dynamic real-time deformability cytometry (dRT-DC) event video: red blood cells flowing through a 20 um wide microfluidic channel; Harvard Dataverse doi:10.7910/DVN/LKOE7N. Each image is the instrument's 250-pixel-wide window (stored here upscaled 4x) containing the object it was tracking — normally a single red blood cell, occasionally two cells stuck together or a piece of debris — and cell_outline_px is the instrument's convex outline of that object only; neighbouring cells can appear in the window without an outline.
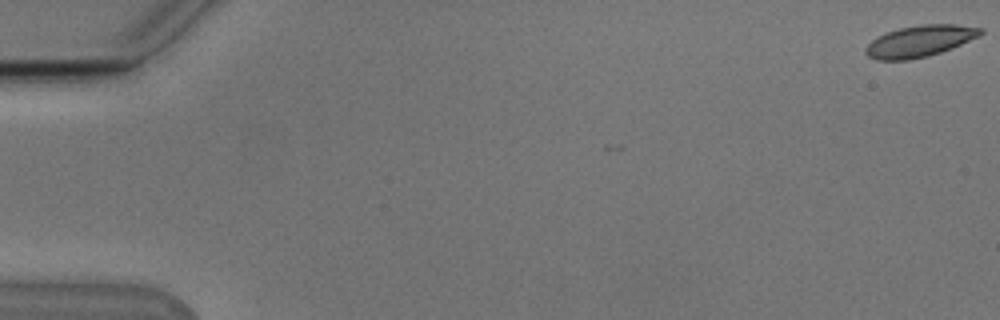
{"species": "Egyptian fruit bat (a non-hibernating species)", "species_latin": "Rousettus aegyptiacus", "temperature_condition": "cold", "stored_images_in_passage": 55, "camera_frame_rate_fps": 3000, "um_per_image_px": 0.085, "animal": {"sex": "male"}, "frame": {"image": 1, "passage_image": 1, "time_ms": 0.0, "image_size_px": [1000, 320], "cell_outline_px": [[984, 32], [980, 36], [940, 52], [928, 56], [908, 60], [876, 60], [868, 56], [864, 52], [864, 48], [872, 40], [888, 32], [900, 28], [920, 24], [956, 24], [984, 28]], "centroid_in_image_um": [78.19, 3.49], "position_along_channel_um": 6.8, "area_um2": 20.98}}
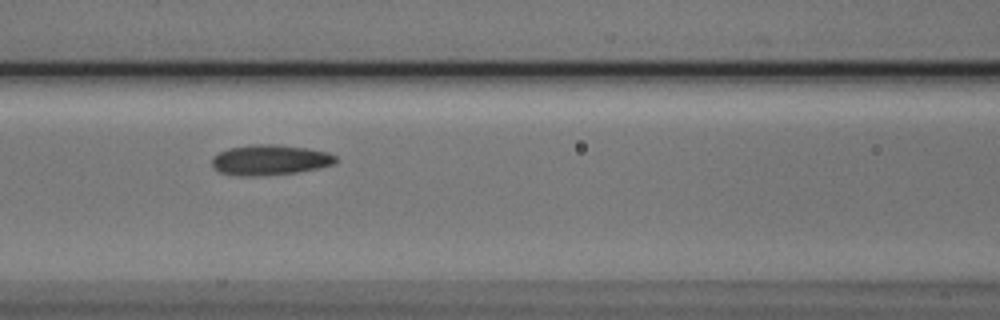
{"frame": {"image": 2, "passage_image": 25, "time_ms": 8.0, "image_size_px": [1000, 320], "cell_outline_px": [[336, 164], [320, 168], [296, 172], [260, 176], [236, 176], [220, 172], [212, 164], [212, 156], [228, 148], [252, 144], [276, 144], [308, 148], [328, 152], [336, 156]], "centroid_in_image_um": [22.96, 13.59], "position_along_channel_um": 143.6, "area_um2": 22.08}}
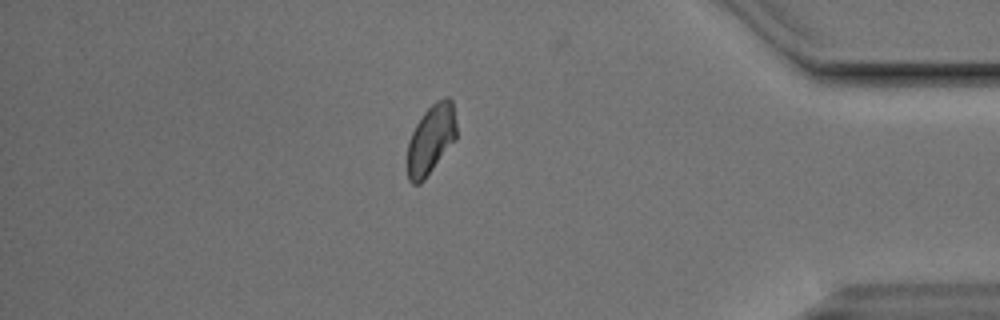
{"frame": {"image": 3, "passage_image": 48, "time_ms": 15.667, "image_size_px": [1000, 320], "cell_outline_px": [[456, 140], [424, 180], [420, 184], [412, 184], [408, 180], [408, 140], [416, 124], [424, 112], [436, 100], [444, 96], [448, 96], [452, 100], [456, 124]], "centroid_in_image_um": [36.64, 11.83], "position_along_channel_um": 398.6, "area_um2": 20.0}, "authors_computed_cell_mechanics": {"area_um2": 21.0392, "velocity_mm_per_s": 3.76, "shape_relaxation_time_tau1_ms": 1.5671, "shape_relaxation_time_tau2_ms": 3.8317, "deformation_change_tau1": 0.097, "deformation_change_tau2": 0.0908}}